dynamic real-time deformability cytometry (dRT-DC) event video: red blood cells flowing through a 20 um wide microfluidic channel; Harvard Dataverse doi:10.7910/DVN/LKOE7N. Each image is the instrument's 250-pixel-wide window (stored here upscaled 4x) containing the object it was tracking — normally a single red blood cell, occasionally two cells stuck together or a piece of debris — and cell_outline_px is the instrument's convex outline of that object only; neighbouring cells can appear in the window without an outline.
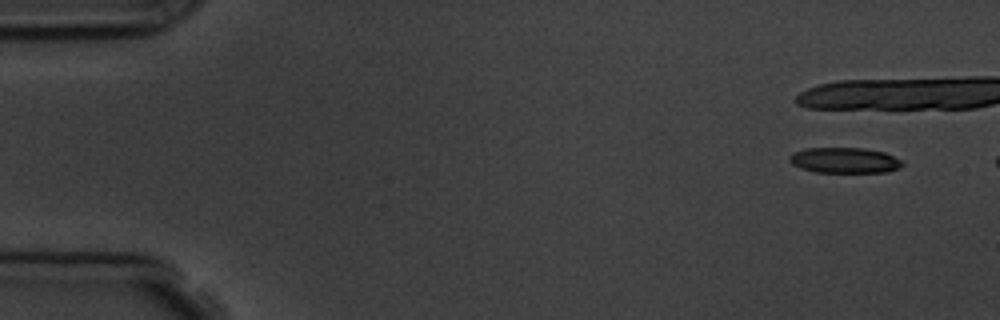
{"species": "common noctule bat (a hibernating species)", "species_latin": "Nyctalus noctula", "temperature_condition": "room temperature", "stored_images_in_passage": 3, "camera_frame_rate_fps": 3000, "um_per_image_px": 0.085, "animal": {"sex": "male", "body_mass_g": 19.5, "forearm_length_mm": 54.6}, "frame": {"image": 1, "passage_image": 1, "time_ms": 0.0, "image_size_px": [1000, 320], "cell_outline_px": [[904, 164], [900, 168], [888, 172], [816, 172], [800, 168], [792, 164], [788, 160], [788, 156], [792, 152], [804, 148], [864, 148], [884, 152], [900, 160]], "centroid_in_image_um": [71.75, 13.62], "position_along_channel_um": 13.3, "area_um2": 16.94}}